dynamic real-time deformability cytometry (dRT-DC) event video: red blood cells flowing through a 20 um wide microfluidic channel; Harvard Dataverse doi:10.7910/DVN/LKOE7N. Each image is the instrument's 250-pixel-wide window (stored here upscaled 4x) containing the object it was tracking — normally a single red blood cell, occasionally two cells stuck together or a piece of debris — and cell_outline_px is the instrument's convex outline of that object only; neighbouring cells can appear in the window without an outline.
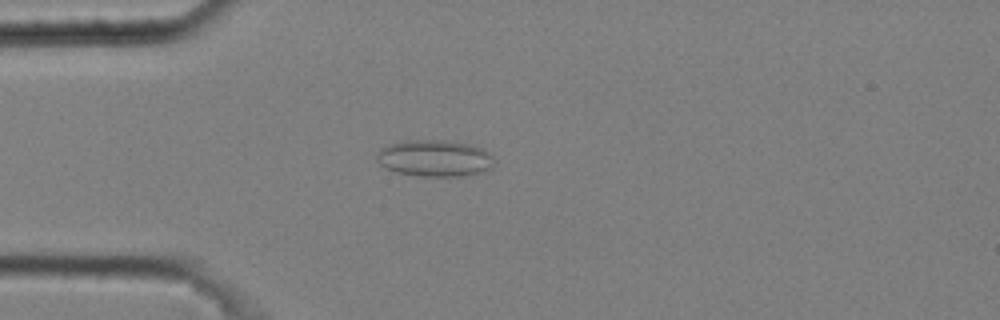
{"species": "common noctule bat (a hibernating species)", "species_latin": "Nyctalus noctula", "temperature_condition": "cold", "stored_images_in_passage": 4, "camera_frame_rate_fps": 3000, "um_per_image_px": 0.085, "animal": {"sex": "male", "body_mass_g": 20.4}, "frame": {"image": 1, "passage_image": 3, "time_ms": 0.667, "image_size_px": [1000, 320], "cell_outline_px": [[496, 160], [492, 168], [480, 172], [460, 176], [420, 176], [396, 172], [380, 164], [376, 160], [376, 156], [380, 148], [388, 144], [404, 140], [444, 140], [472, 144], [484, 148]], "centroid_in_image_um": [36.96, 13.43], "position_along_channel_um": 48.0, "area_um2": 25.32}}